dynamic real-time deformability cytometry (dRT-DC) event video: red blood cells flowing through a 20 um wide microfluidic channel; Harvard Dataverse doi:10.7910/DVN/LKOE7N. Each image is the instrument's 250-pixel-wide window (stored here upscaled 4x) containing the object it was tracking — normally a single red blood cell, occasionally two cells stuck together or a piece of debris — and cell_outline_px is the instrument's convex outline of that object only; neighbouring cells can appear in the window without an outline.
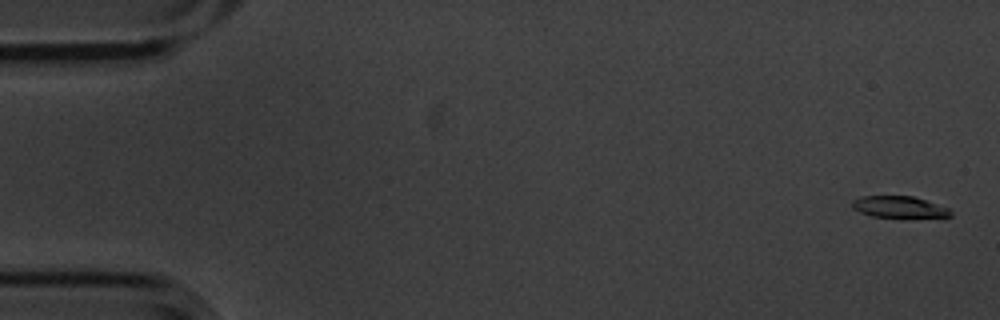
{"species": "common noctule bat (a hibernating species)", "species_latin": "Nyctalus noctula", "temperature_condition": "cold", "stored_images_in_passage": 15, "camera_frame_rate_fps": 3000, "um_per_image_px": 0.085, "animal": {"sex": "male", "body_mass_g": 20.1, "forearm_length_mm": 53.5}, "frame": {"image": 1, "passage_image": 1, "time_ms": 0.0, "image_size_px": [1000, 320], "cell_outline_px": [[952, 216], [872, 216], [860, 212], [852, 208], [852, 200], [860, 196], [912, 196], [948, 208], [952, 212]], "centroid_in_image_um": [76.35, 17.57], "position_along_channel_um": 8.6, "area_um2": 11.85}}
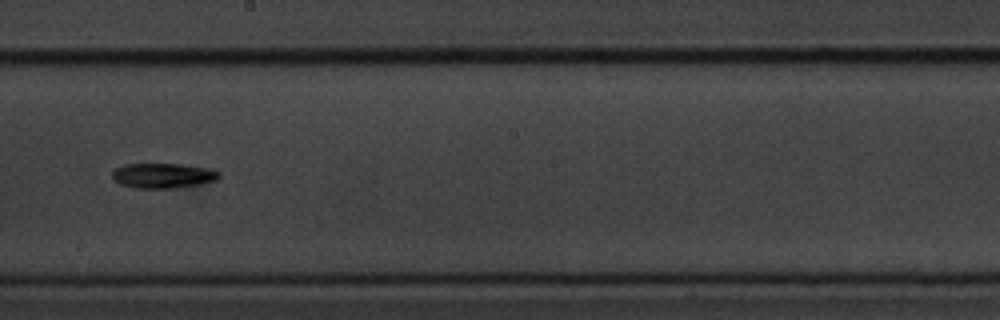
{"frame": {"image": 2, "passage_image": 9, "time_ms": 2.667, "image_size_px": [1000, 320], "cell_outline_px": [[220, 176], [216, 180], [200, 184], [172, 188], [136, 188], [120, 184], [112, 180], [112, 172], [116, 168], [124, 164], [176, 164], [200, 168], [220, 172]], "centroid_in_image_um": [13.77, 14.94], "position_along_channel_um": 234.4, "area_um2": 15.26}}
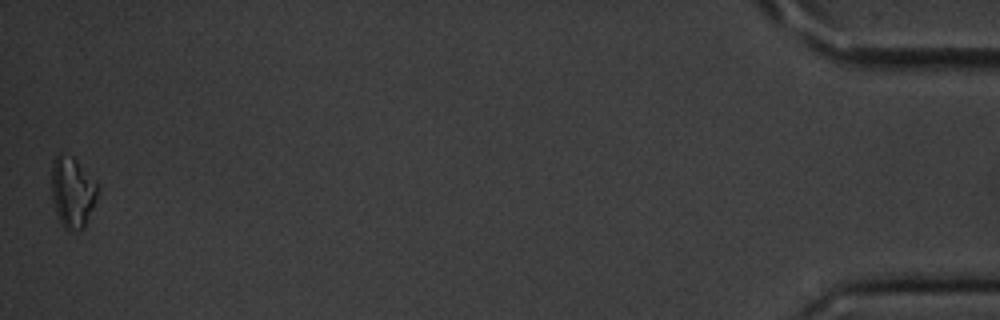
{"frame": {"image": 3, "passage_image": 15, "time_ms": 4.667, "image_size_px": [1000, 320], "cell_outline_px": [[100, 188], [96, 200], [84, 228], [68, 232], [64, 228], [56, 212], [52, 200], [52, 160], [60, 152], [72, 156], [100, 184]], "centroid_in_image_um": [6.18, 16.32], "position_along_channel_um": 429.0, "area_um2": 19.31}}